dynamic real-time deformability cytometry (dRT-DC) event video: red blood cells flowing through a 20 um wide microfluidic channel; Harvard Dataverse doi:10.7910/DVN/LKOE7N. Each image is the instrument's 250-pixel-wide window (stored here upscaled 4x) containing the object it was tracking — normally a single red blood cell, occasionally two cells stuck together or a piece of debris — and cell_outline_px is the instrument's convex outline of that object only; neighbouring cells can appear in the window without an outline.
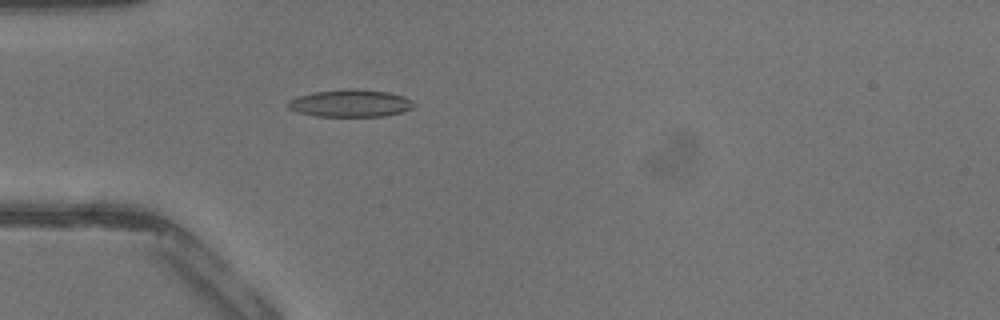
{"species": "common noctule bat (a hibernating species)", "species_latin": "Nyctalus noctula", "temperature_condition": "warm", "stored_images_in_passage": 32, "camera_frame_rate_fps": 3000, "um_per_image_px": 0.085, "animal": {"sex": "male", "body_mass_g": 13.3}, "frame": {"image": 1, "passage_image": 3, "time_ms": 0.667, "image_size_px": [1000, 320], "cell_outline_px": [[416, 104], [412, 108], [400, 112], [384, 116], [316, 116], [296, 112], [288, 108], [284, 104], [288, 100], [296, 96], [316, 92], [344, 88], [352, 88], [388, 92], [404, 96], [412, 100]], "centroid_in_image_um": [29.74, 8.77], "position_along_channel_um": 55.3, "area_um2": 20.29}}
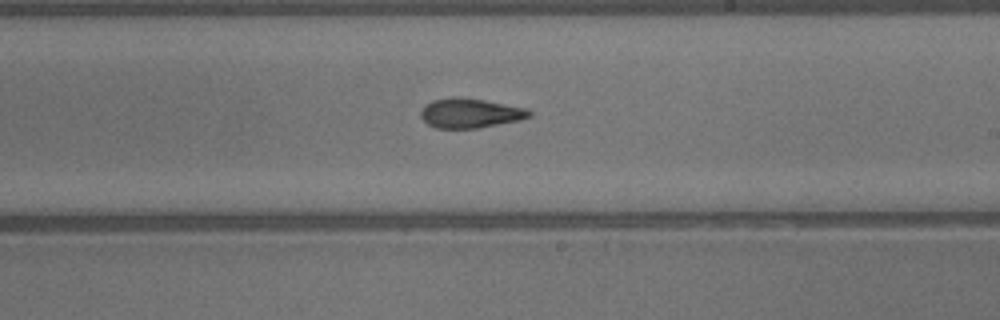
{"frame": {"image": 2, "passage_image": 15, "time_ms": 4.667, "image_size_px": [1000, 320], "cell_outline_px": [[532, 116], [520, 120], [480, 128], [436, 128], [428, 124], [420, 116], [420, 112], [424, 104], [432, 100], [452, 96], [460, 96], [484, 100], [528, 108], [532, 112]], "centroid_in_image_um": [39.97, 9.6], "position_along_channel_um": 249.0, "area_um2": 19.02}}
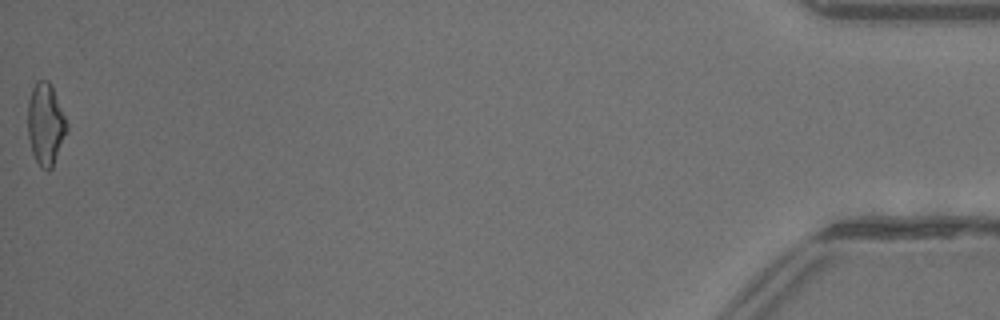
{"frame": {"image": 3, "passage_image": 32, "time_ms": 10.333, "image_size_px": [1000, 320], "cell_outline_px": [[68, 132], [52, 168], [48, 172], [40, 168], [32, 152], [28, 136], [28, 100], [32, 88], [36, 80], [48, 80], [52, 88], [68, 124]], "centroid_in_image_um": [3.88, 10.6], "position_along_channel_um": 431.3, "area_um2": 18.73}}